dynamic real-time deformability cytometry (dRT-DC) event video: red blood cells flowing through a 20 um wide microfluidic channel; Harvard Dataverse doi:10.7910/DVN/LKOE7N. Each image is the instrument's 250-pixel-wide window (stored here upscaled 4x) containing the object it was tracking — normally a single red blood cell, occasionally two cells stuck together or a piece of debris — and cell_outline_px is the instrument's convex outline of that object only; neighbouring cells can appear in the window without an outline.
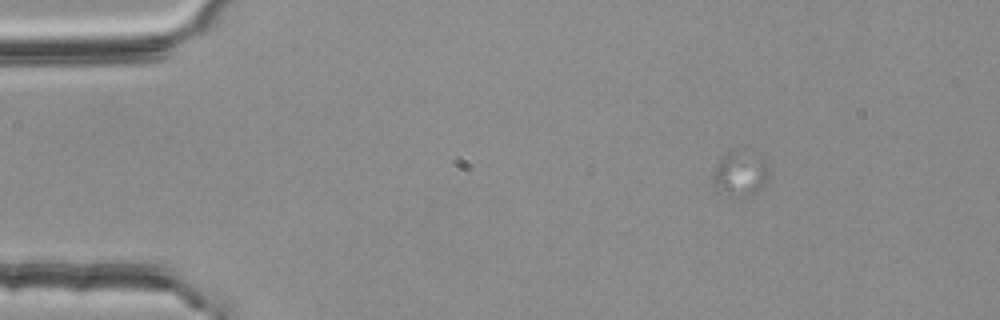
{"species": "common noctule bat (a hibernating species)", "species_latin": "Nyctalus noctula", "temperature_condition": "room temperature", "stored_images_in_passage": 27, "camera_frame_rate_fps": 3000, "um_per_image_px": 0.085, "animal": {"sex": "female", "body_mass_g": 25.1}, "frame": {"image": 1, "passage_image": 8, "time_ms": 2.333, "image_size_px": [1000, 320], "cell_outline_px": [[772, 172], [764, 184], [756, 192], [740, 200], [724, 196], [716, 192], [712, 188], [712, 184], [716, 168], [720, 156], [728, 152], [736, 152], [760, 156], [764, 160]], "centroid_in_image_um": [62.89, 14.87], "position_along_channel_um": 22.1, "area_um2": 15.09}}